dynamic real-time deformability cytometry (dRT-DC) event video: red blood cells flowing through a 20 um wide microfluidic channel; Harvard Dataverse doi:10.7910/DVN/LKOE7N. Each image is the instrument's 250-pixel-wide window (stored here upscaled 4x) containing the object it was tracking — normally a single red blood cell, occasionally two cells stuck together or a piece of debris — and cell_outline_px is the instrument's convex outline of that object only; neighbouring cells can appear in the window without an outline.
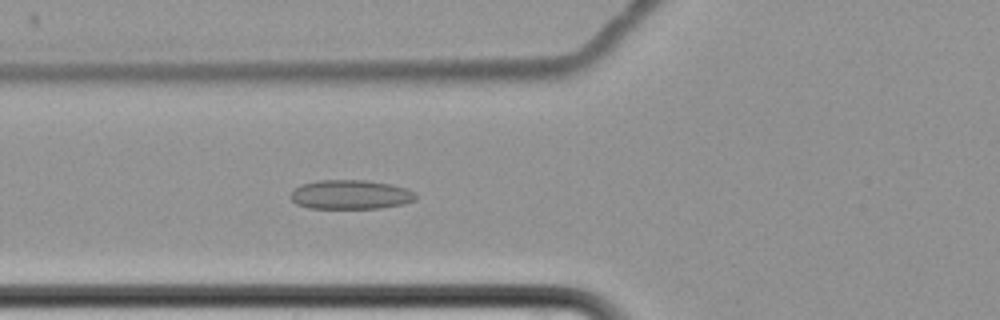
{"species": "common noctule bat (a hibernating species)", "species_latin": "Nyctalus noctula", "temperature_condition": "cold", "stored_images_in_passage": 8, "camera_frame_rate_fps": 3000, "um_per_image_px": 0.085, "animal": {"sex": "female", "body_mass_g": 22.7, "forearm_length_mm": 54.2}, "frame": {"image": 1, "passage_image": 8, "time_ms": 8.333, "image_size_px": [1000, 320], "cell_outline_px": [[416, 200], [404, 204], [380, 208], [308, 208], [296, 204], [288, 196], [300, 184], [316, 180], [368, 180], [392, 184], [416, 192]], "centroid_in_image_um": [29.79, 16.53], "position_along_channel_um": 96.0, "area_um2": 21.56}}